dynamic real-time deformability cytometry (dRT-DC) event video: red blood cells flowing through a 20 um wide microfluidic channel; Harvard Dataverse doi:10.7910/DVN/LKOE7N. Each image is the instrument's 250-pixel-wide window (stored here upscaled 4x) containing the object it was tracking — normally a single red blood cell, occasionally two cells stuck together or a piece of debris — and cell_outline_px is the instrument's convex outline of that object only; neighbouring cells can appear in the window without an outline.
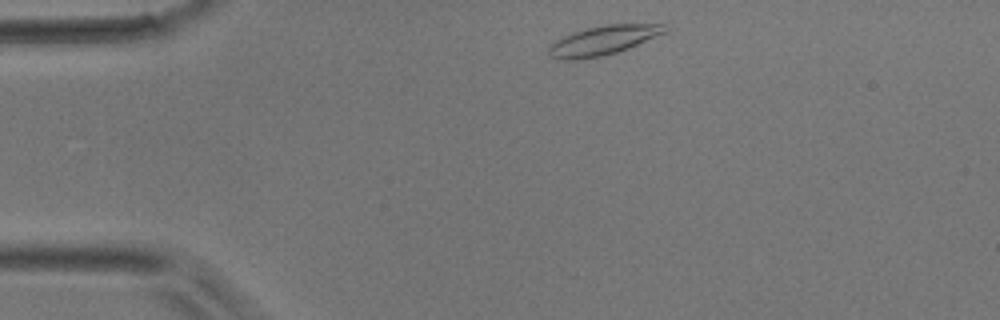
{"species": "common noctule bat (a hibernating species)", "species_latin": "Nyctalus noctula", "temperature_condition": "room temperature", "stored_images_in_passage": 41, "camera_frame_rate_fps": 3000, "um_per_image_px": 0.085, "animal": {"sex": "male", "body_mass_g": 17.9}, "frame": {"image": 1, "passage_image": 2, "time_ms": 0.333, "image_size_px": [1000, 320], "cell_outline_px": [[668, 32], [628, 48], [604, 56], [576, 60], [560, 60], [548, 56], [548, 48], [556, 40], [572, 32], [604, 24], [660, 24]], "centroid_in_image_um": [51.22, 3.45], "position_along_channel_um": 33.8, "area_um2": 19.77}}
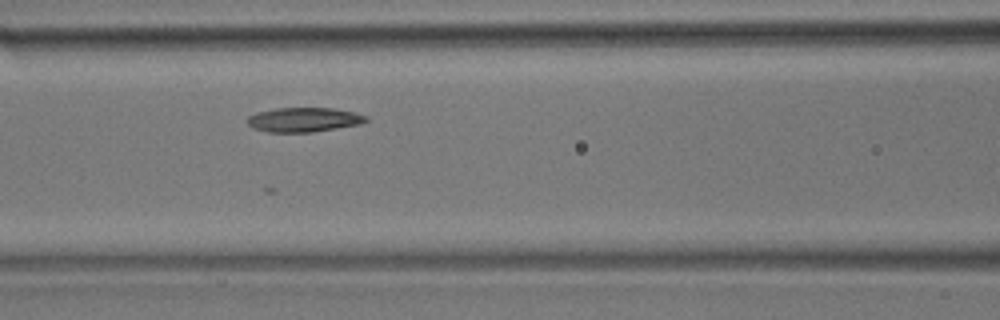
{"frame": {"image": 2, "passage_image": 13, "time_ms": 4.0, "image_size_px": [1000, 320], "cell_outline_px": [[368, 120], [360, 124], [312, 132], [268, 132], [252, 128], [244, 120], [248, 116], [256, 112], [276, 108], [332, 108], [352, 112], [368, 116]], "centroid_in_image_um": [25.77, 10.17], "position_along_channel_um": 140.8, "area_um2": 16.94}}
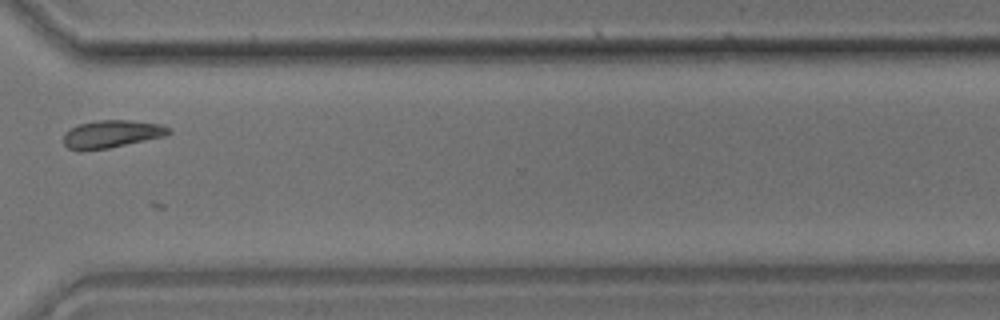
{"frame": {"image": 3, "passage_image": 29, "time_ms": 9.333, "image_size_px": [1000, 320], "cell_outline_px": [[172, 132], [164, 136], [108, 148], [68, 148], [64, 144], [64, 132], [80, 124], [96, 120], [132, 120], [160, 124], [172, 128]], "centroid_in_image_um": [9.56, 11.35], "position_along_channel_um": 361.0, "area_um2": 16.47}}